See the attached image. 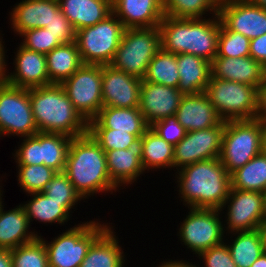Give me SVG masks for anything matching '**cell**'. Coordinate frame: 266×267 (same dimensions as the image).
<instances>
[{
    "label": "cell",
    "mask_w": 266,
    "mask_h": 267,
    "mask_svg": "<svg viewBox=\"0 0 266 267\" xmlns=\"http://www.w3.org/2000/svg\"><path fill=\"white\" fill-rule=\"evenodd\" d=\"M175 174L185 207L221 209L229 195L230 174L219 158L196 162Z\"/></svg>",
    "instance_id": "6da1fadb"
},
{
    "label": "cell",
    "mask_w": 266,
    "mask_h": 267,
    "mask_svg": "<svg viewBox=\"0 0 266 267\" xmlns=\"http://www.w3.org/2000/svg\"><path fill=\"white\" fill-rule=\"evenodd\" d=\"M64 173L85 200L120 190L110 179L105 151L89 133L71 139Z\"/></svg>",
    "instance_id": "7a4b0ae2"
},
{
    "label": "cell",
    "mask_w": 266,
    "mask_h": 267,
    "mask_svg": "<svg viewBox=\"0 0 266 267\" xmlns=\"http://www.w3.org/2000/svg\"><path fill=\"white\" fill-rule=\"evenodd\" d=\"M220 26L219 15L207 19L174 18L165 15L158 26L161 48L176 55L193 54L211 63L217 56Z\"/></svg>",
    "instance_id": "3957f363"
},
{
    "label": "cell",
    "mask_w": 266,
    "mask_h": 267,
    "mask_svg": "<svg viewBox=\"0 0 266 267\" xmlns=\"http://www.w3.org/2000/svg\"><path fill=\"white\" fill-rule=\"evenodd\" d=\"M28 92L39 132L72 138L88 133V122L74 108L61 84L29 88Z\"/></svg>",
    "instance_id": "277c9868"
},
{
    "label": "cell",
    "mask_w": 266,
    "mask_h": 267,
    "mask_svg": "<svg viewBox=\"0 0 266 267\" xmlns=\"http://www.w3.org/2000/svg\"><path fill=\"white\" fill-rule=\"evenodd\" d=\"M100 222L102 221L80 222L59 233L51 242L40 234L47 251L49 267H79L91 244L110 226V222Z\"/></svg>",
    "instance_id": "5b68a950"
},
{
    "label": "cell",
    "mask_w": 266,
    "mask_h": 267,
    "mask_svg": "<svg viewBox=\"0 0 266 267\" xmlns=\"http://www.w3.org/2000/svg\"><path fill=\"white\" fill-rule=\"evenodd\" d=\"M161 49L159 27L124 29L119 47L110 65L143 79L150 61Z\"/></svg>",
    "instance_id": "8992f818"
},
{
    "label": "cell",
    "mask_w": 266,
    "mask_h": 267,
    "mask_svg": "<svg viewBox=\"0 0 266 267\" xmlns=\"http://www.w3.org/2000/svg\"><path fill=\"white\" fill-rule=\"evenodd\" d=\"M262 131L257 119L225 121L219 159L229 174L262 152Z\"/></svg>",
    "instance_id": "52a82bcc"
},
{
    "label": "cell",
    "mask_w": 266,
    "mask_h": 267,
    "mask_svg": "<svg viewBox=\"0 0 266 267\" xmlns=\"http://www.w3.org/2000/svg\"><path fill=\"white\" fill-rule=\"evenodd\" d=\"M205 93L223 121L256 118L257 88L254 86L210 78Z\"/></svg>",
    "instance_id": "ba28073f"
},
{
    "label": "cell",
    "mask_w": 266,
    "mask_h": 267,
    "mask_svg": "<svg viewBox=\"0 0 266 267\" xmlns=\"http://www.w3.org/2000/svg\"><path fill=\"white\" fill-rule=\"evenodd\" d=\"M124 27L111 13L94 26L76 31V44L83 64H111L119 47Z\"/></svg>",
    "instance_id": "9c48e42d"
},
{
    "label": "cell",
    "mask_w": 266,
    "mask_h": 267,
    "mask_svg": "<svg viewBox=\"0 0 266 267\" xmlns=\"http://www.w3.org/2000/svg\"><path fill=\"white\" fill-rule=\"evenodd\" d=\"M190 209V210H189ZM188 214L178 228L182 245L197 256L225 241L224 223L220 209L188 207ZM221 214V215H220Z\"/></svg>",
    "instance_id": "30bf717a"
},
{
    "label": "cell",
    "mask_w": 266,
    "mask_h": 267,
    "mask_svg": "<svg viewBox=\"0 0 266 267\" xmlns=\"http://www.w3.org/2000/svg\"><path fill=\"white\" fill-rule=\"evenodd\" d=\"M37 132L28 89L0 84V138H23Z\"/></svg>",
    "instance_id": "8fae6325"
},
{
    "label": "cell",
    "mask_w": 266,
    "mask_h": 267,
    "mask_svg": "<svg viewBox=\"0 0 266 267\" xmlns=\"http://www.w3.org/2000/svg\"><path fill=\"white\" fill-rule=\"evenodd\" d=\"M61 85L74 108L87 122L103 108L102 65L83 64Z\"/></svg>",
    "instance_id": "7c38bea8"
},
{
    "label": "cell",
    "mask_w": 266,
    "mask_h": 267,
    "mask_svg": "<svg viewBox=\"0 0 266 267\" xmlns=\"http://www.w3.org/2000/svg\"><path fill=\"white\" fill-rule=\"evenodd\" d=\"M224 128L225 121L208 129L187 132L174 146L175 171L199 161L219 158Z\"/></svg>",
    "instance_id": "4fadbf2b"
},
{
    "label": "cell",
    "mask_w": 266,
    "mask_h": 267,
    "mask_svg": "<svg viewBox=\"0 0 266 267\" xmlns=\"http://www.w3.org/2000/svg\"><path fill=\"white\" fill-rule=\"evenodd\" d=\"M229 204V205H228ZM227 205V206H226ZM227 207L224 230L228 235L233 232L257 230L262 224L263 193L230 188L221 211ZM227 225V226H226Z\"/></svg>",
    "instance_id": "5bb4252c"
},
{
    "label": "cell",
    "mask_w": 266,
    "mask_h": 267,
    "mask_svg": "<svg viewBox=\"0 0 266 267\" xmlns=\"http://www.w3.org/2000/svg\"><path fill=\"white\" fill-rule=\"evenodd\" d=\"M218 15L228 30L250 40L266 33V10L250 0H222Z\"/></svg>",
    "instance_id": "9a60e30c"
},
{
    "label": "cell",
    "mask_w": 266,
    "mask_h": 267,
    "mask_svg": "<svg viewBox=\"0 0 266 267\" xmlns=\"http://www.w3.org/2000/svg\"><path fill=\"white\" fill-rule=\"evenodd\" d=\"M142 79L102 65L103 107L139 108Z\"/></svg>",
    "instance_id": "2e32d148"
},
{
    "label": "cell",
    "mask_w": 266,
    "mask_h": 267,
    "mask_svg": "<svg viewBox=\"0 0 266 267\" xmlns=\"http://www.w3.org/2000/svg\"><path fill=\"white\" fill-rule=\"evenodd\" d=\"M183 94L178 88L142 79L139 109L149 126L156 121L174 116Z\"/></svg>",
    "instance_id": "e0dca14e"
},
{
    "label": "cell",
    "mask_w": 266,
    "mask_h": 267,
    "mask_svg": "<svg viewBox=\"0 0 266 267\" xmlns=\"http://www.w3.org/2000/svg\"><path fill=\"white\" fill-rule=\"evenodd\" d=\"M13 61L14 71L8 72L7 83L20 88H36L50 85L46 55L18 45Z\"/></svg>",
    "instance_id": "ac0fdd59"
},
{
    "label": "cell",
    "mask_w": 266,
    "mask_h": 267,
    "mask_svg": "<svg viewBox=\"0 0 266 267\" xmlns=\"http://www.w3.org/2000/svg\"><path fill=\"white\" fill-rule=\"evenodd\" d=\"M112 13L125 29L158 27L165 16L163 0H112Z\"/></svg>",
    "instance_id": "d6986e66"
},
{
    "label": "cell",
    "mask_w": 266,
    "mask_h": 267,
    "mask_svg": "<svg viewBox=\"0 0 266 267\" xmlns=\"http://www.w3.org/2000/svg\"><path fill=\"white\" fill-rule=\"evenodd\" d=\"M244 83L258 88L266 79L265 67L251 56L215 57L211 62V77Z\"/></svg>",
    "instance_id": "ffe728a7"
},
{
    "label": "cell",
    "mask_w": 266,
    "mask_h": 267,
    "mask_svg": "<svg viewBox=\"0 0 266 267\" xmlns=\"http://www.w3.org/2000/svg\"><path fill=\"white\" fill-rule=\"evenodd\" d=\"M175 116L187 132L208 129L223 122L205 92L183 95Z\"/></svg>",
    "instance_id": "44dd1931"
},
{
    "label": "cell",
    "mask_w": 266,
    "mask_h": 267,
    "mask_svg": "<svg viewBox=\"0 0 266 267\" xmlns=\"http://www.w3.org/2000/svg\"><path fill=\"white\" fill-rule=\"evenodd\" d=\"M15 5L9 19L11 29L18 36L26 30L45 28L60 8L58 0H22Z\"/></svg>",
    "instance_id": "7402d4cb"
},
{
    "label": "cell",
    "mask_w": 266,
    "mask_h": 267,
    "mask_svg": "<svg viewBox=\"0 0 266 267\" xmlns=\"http://www.w3.org/2000/svg\"><path fill=\"white\" fill-rule=\"evenodd\" d=\"M150 126L139 108L103 107L98 115L88 122V128H110L136 135L139 139Z\"/></svg>",
    "instance_id": "603a6c76"
},
{
    "label": "cell",
    "mask_w": 266,
    "mask_h": 267,
    "mask_svg": "<svg viewBox=\"0 0 266 267\" xmlns=\"http://www.w3.org/2000/svg\"><path fill=\"white\" fill-rule=\"evenodd\" d=\"M105 156L110 179L118 189L122 185L129 187L146 172L141 162L139 144L128 149L107 151Z\"/></svg>",
    "instance_id": "cb8c5ba5"
},
{
    "label": "cell",
    "mask_w": 266,
    "mask_h": 267,
    "mask_svg": "<svg viewBox=\"0 0 266 267\" xmlns=\"http://www.w3.org/2000/svg\"><path fill=\"white\" fill-rule=\"evenodd\" d=\"M3 204V205H2ZM3 201L0 202V249H15L33 241L39 235L29 231L31 226L23 205L20 203L14 209L3 211Z\"/></svg>",
    "instance_id": "d4e9b609"
},
{
    "label": "cell",
    "mask_w": 266,
    "mask_h": 267,
    "mask_svg": "<svg viewBox=\"0 0 266 267\" xmlns=\"http://www.w3.org/2000/svg\"><path fill=\"white\" fill-rule=\"evenodd\" d=\"M61 12L74 29L94 26L112 13V0H58Z\"/></svg>",
    "instance_id": "484cf974"
},
{
    "label": "cell",
    "mask_w": 266,
    "mask_h": 267,
    "mask_svg": "<svg viewBox=\"0 0 266 267\" xmlns=\"http://www.w3.org/2000/svg\"><path fill=\"white\" fill-rule=\"evenodd\" d=\"M180 81L178 90L183 95L205 92L211 77V63L189 53L177 54Z\"/></svg>",
    "instance_id": "4316f807"
},
{
    "label": "cell",
    "mask_w": 266,
    "mask_h": 267,
    "mask_svg": "<svg viewBox=\"0 0 266 267\" xmlns=\"http://www.w3.org/2000/svg\"><path fill=\"white\" fill-rule=\"evenodd\" d=\"M109 226L89 247L87 255L79 267H124L126 258L115 235ZM124 253V254H123Z\"/></svg>",
    "instance_id": "83f0119b"
},
{
    "label": "cell",
    "mask_w": 266,
    "mask_h": 267,
    "mask_svg": "<svg viewBox=\"0 0 266 267\" xmlns=\"http://www.w3.org/2000/svg\"><path fill=\"white\" fill-rule=\"evenodd\" d=\"M46 60L50 84H62L83 65L75 41L57 46L46 54Z\"/></svg>",
    "instance_id": "f1b7e54d"
},
{
    "label": "cell",
    "mask_w": 266,
    "mask_h": 267,
    "mask_svg": "<svg viewBox=\"0 0 266 267\" xmlns=\"http://www.w3.org/2000/svg\"><path fill=\"white\" fill-rule=\"evenodd\" d=\"M144 170L173 168L174 146L166 142L151 127L139 139Z\"/></svg>",
    "instance_id": "f546056e"
},
{
    "label": "cell",
    "mask_w": 266,
    "mask_h": 267,
    "mask_svg": "<svg viewBox=\"0 0 266 267\" xmlns=\"http://www.w3.org/2000/svg\"><path fill=\"white\" fill-rule=\"evenodd\" d=\"M30 200L24 202L23 207L26 211L29 223L33 220H38L44 224L57 223L65 225L64 223L72 217L71 212L63 206V202H57L49 198L43 192L29 194ZM70 214V215H69Z\"/></svg>",
    "instance_id": "4dcf8cb0"
},
{
    "label": "cell",
    "mask_w": 266,
    "mask_h": 267,
    "mask_svg": "<svg viewBox=\"0 0 266 267\" xmlns=\"http://www.w3.org/2000/svg\"><path fill=\"white\" fill-rule=\"evenodd\" d=\"M231 187L237 190L266 192V154L261 152L230 174Z\"/></svg>",
    "instance_id": "1f68e13d"
},
{
    "label": "cell",
    "mask_w": 266,
    "mask_h": 267,
    "mask_svg": "<svg viewBox=\"0 0 266 267\" xmlns=\"http://www.w3.org/2000/svg\"><path fill=\"white\" fill-rule=\"evenodd\" d=\"M72 137L40 132V161L57 172H64Z\"/></svg>",
    "instance_id": "d6a6232c"
},
{
    "label": "cell",
    "mask_w": 266,
    "mask_h": 267,
    "mask_svg": "<svg viewBox=\"0 0 266 267\" xmlns=\"http://www.w3.org/2000/svg\"><path fill=\"white\" fill-rule=\"evenodd\" d=\"M228 248L237 267H250L262 254L263 249L258 230L233 232Z\"/></svg>",
    "instance_id": "836d02e7"
},
{
    "label": "cell",
    "mask_w": 266,
    "mask_h": 267,
    "mask_svg": "<svg viewBox=\"0 0 266 267\" xmlns=\"http://www.w3.org/2000/svg\"><path fill=\"white\" fill-rule=\"evenodd\" d=\"M143 79L146 82L177 88L180 81L177 55L161 48L150 61Z\"/></svg>",
    "instance_id": "e575fe53"
},
{
    "label": "cell",
    "mask_w": 266,
    "mask_h": 267,
    "mask_svg": "<svg viewBox=\"0 0 266 267\" xmlns=\"http://www.w3.org/2000/svg\"><path fill=\"white\" fill-rule=\"evenodd\" d=\"M222 0H163L166 16L174 18H203L207 12L218 15Z\"/></svg>",
    "instance_id": "d590c367"
},
{
    "label": "cell",
    "mask_w": 266,
    "mask_h": 267,
    "mask_svg": "<svg viewBox=\"0 0 266 267\" xmlns=\"http://www.w3.org/2000/svg\"><path fill=\"white\" fill-rule=\"evenodd\" d=\"M16 167H18V185L26 194L43 192L48 182L57 173V171L44 164L17 165Z\"/></svg>",
    "instance_id": "8d00e7d4"
},
{
    "label": "cell",
    "mask_w": 266,
    "mask_h": 267,
    "mask_svg": "<svg viewBox=\"0 0 266 267\" xmlns=\"http://www.w3.org/2000/svg\"><path fill=\"white\" fill-rule=\"evenodd\" d=\"M11 256L13 267H49L45 244L39 236L12 249Z\"/></svg>",
    "instance_id": "74e56055"
},
{
    "label": "cell",
    "mask_w": 266,
    "mask_h": 267,
    "mask_svg": "<svg viewBox=\"0 0 266 267\" xmlns=\"http://www.w3.org/2000/svg\"><path fill=\"white\" fill-rule=\"evenodd\" d=\"M43 193L52 200L63 202V206L71 213L78 201L80 203L81 200H84L64 172H57L48 182Z\"/></svg>",
    "instance_id": "f35d334b"
},
{
    "label": "cell",
    "mask_w": 266,
    "mask_h": 267,
    "mask_svg": "<svg viewBox=\"0 0 266 267\" xmlns=\"http://www.w3.org/2000/svg\"><path fill=\"white\" fill-rule=\"evenodd\" d=\"M250 56V39L241 33L228 30L222 23L218 35L216 57Z\"/></svg>",
    "instance_id": "ab89813d"
},
{
    "label": "cell",
    "mask_w": 266,
    "mask_h": 267,
    "mask_svg": "<svg viewBox=\"0 0 266 267\" xmlns=\"http://www.w3.org/2000/svg\"><path fill=\"white\" fill-rule=\"evenodd\" d=\"M88 133L105 151L128 149L139 144V138L128 132L110 128H88Z\"/></svg>",
    "instance_id": "60d3db41"
},
{
    "label": "cell",
    "mask_w": 266,
    "mask_h": 267,
    "mask_svg": "<svg viewBox=\"0 0 266 267\" xmlns=\"http://www.w3.org/2000/svg\"><path fill=\"white\" fill-rule=\"evenodd\" d=\"M19 37H22L23 42L20 44L23 47L44 55L61 45L57 36H54L51 32H49L47 28H34L26 30Z\"/></svg>",
    "instance_id": "b9f144b4"
},
{
    "label": "cell",
    "mask_w": 266,
    "mask_h": 267,
    "mask_svg": "<svg viewBox=\"0 0 266 267\" xmlns=\"http://www.w3.org/2000/svg\"><path fill=\"white\" fill-rule=\"evenodd\" d=\"M18 149L13 154L17 165H42L40 161V132L33 136L23 137Z\"/></svg>",
    "instance_id": "7bdbcfd3"
},
{
    "label": "cell",
    "mask_w": 266,
    "mask_h": 267,
    "mask_svg": "<svg viewBox=\"0 0 266 267\" xmlns=\"http://www.w3.org/2000/svg\"><path fill=\"white\" fill-rule=\"evenodd\" d=\"M166 142L175 146L186 136V129L178 122L177 117L170 116L156 121L150 126Z\"/></svg>",
    "instance_id": "ee69618b"
},
{
    "label": "cell",
    "mask_w": 266,
    "mask_h": 267,
    "mask_svg": "<svg viewBox=\"0 0 266 267\" xmlns=\"http://www.w3.org/2000/svg\"><path fill=\"white\" fill-rule=\"evenodd\" d=\"M227 244L223 242L197 255L200 260L203 259L204 266L202 267H237Z\"/></svg>",
    "instance_id": "f6af8a7d"
},
{
    "label": "cell",
    "mask_w": 266,
    "mask_h": 267,
    "mask_svg": "<svg viewBox=\"0 0 266 267\" xmlns=\"http://www.w3.org/2000/svg\"><path fill=\"white\" fill-rule=\"evenodd\" d=\"M45 28L54 36H57L61 44H68L76 40V30L60 8L54 13L53 20Z\"/></svg>",
    "instance_id": "bcb514c9"
},
{
    "label": "cell",
    "mask_w": 266,
    "mask_h": 267,
    "mask_svg": "<svg viewBox=\"0 0 266 267\" xmlns=\"http://www.w3.org/2000/svg\"><path fill=\"white\" fill-rule=\"evenodd\" d=\"M250 56L256 61L266 64V33L250 40Z\"/></svg>",
    "instance_id": "7dc6e473"
},
{
    "label": "cell",
    "mask_w": 266,
    "mask_h": 267,
    "mask_svg": "<svg viewBox=\"0 0 266 267\" xmlns=\"http://www.w3.org/2000/svg\"><path fill=\"white\" fill-rule=\"evenodd\" d=\"M255 119L261 122H266V79L257 88V109Z\"/></svg>",
    "instance_id": "c3c4849f"
},
{
    "label": "cell",
    "mask_w": 266,
    "mask_h": 267,
    "mask_svg": "<svg viewBox=\"0 0 266 267\" xmlns=\"http://www.w3.org/2000/svg\"><path fill=\"white\" fill-rule=\"evenodd\" d=\"M3 37H1V34H0V84H4V83H7V78H8V72L6 71L8 68H7V60L5 59L6 58V52H5V49H4V45H3Z\"/></svg>",
    "instance_id": "681fc988"
},
{
    "label": "cell",
    "mask_w": 266,
    "mask_h": 267,
    "mask_svg": "<svg viewBox=\"0 0 266 267\" xmlns=\"http://www.w3.org/2000/svg\"><path fill=\"white\" fill-rule=\"evenodd\" d=\"M200 265L196 266V264L193 265V263L186 261V260H166L161 263L158 267H199Z\"/></svg>",
    "instance_id": "f907efd6"
},
{
    "label": "cell",
    "mask_w": 266,
    "mask_h": 267,
    "mask_svg": "<svg viewBox=\"0 0 266 267\" xmlns=\"http://www.w3.org/2000/svg\"><path fill=\"white\" fill-rule=\"evenodd\" d=\"M0 267H13L11 250L0 249Z\"/></svg>",
    "instance_id": "816d5d0a"
},
{
    "label": "cell",
    "mask_w": 266,
    "mask_h": 267,
    "mask_svg": "<svg viewBox=\"0 0 266 267\" xmlns=\"http://www.w3.org/2000/svg\"><path fill=\"white\" fill-rule=\"evenodd\" d=\"M260 239H261V245L263 249V253L266 254V223H262L258 228H257Z\"/></svg>",
    "instance_id": "f5cc1de1"
},
{
    "label": "cell",
    "mask_w": 266,
    "mask_h": 267,
    "mask_svg": "<svg viewBox=\"0 0 266 267\" xmlns=\"http://www.w3.org/2000/svg\"><path fill=\"white\" fill-rule=\"evenodd\" d=\"M250 267H266V254H262Z\"/></svg>",
    "instance_id": "db71d44e"
},
{
    "label": "cell",
    "mask_w": 266,
    "mask_h": 267,
    "mask_svg": "<svg viewBox=\"0 0 266 267\" xmlns=\"http://www.w3.org/2000/svg\"><path fill=\"white\" fill-rule=\"evenodd\" d=\"M262 152L266 154V122H263L262 131Z\"/></svg>",
    "instance_id": "11a10c76"
},
{
    "label": "cell",
    "mask_w": 266,
    "mask_h": 267,
    "mask_svg": "<svg viewBox=\"0 0 266 267\" xmlns=\"http://www.w3.org/2000/svg\"><path fill=\"white\" fill-rule=\"evenodd\" d=\"M262 223H266V192L263 193V214Z\"/></svg>",
    "instance_id": "9f6ffc18"
},
{
    "label": "cell",
    "mask_w": 266,
    "mask_h": 267,
    "mask_svg": "<svg viewBox=\"0 0 266 267\" xmlns=\"http://www.w3.org/2000/svg\"><path fill=\"white\" fill-rule=\"evenodd\" d=\"M250 1L266 10V0H250Z\"/></svg>",
    "instance_id": "6f0895ef"
},
{
    "label": "cell",
    "mask_w": 266,
    "mask_h": 267,
    "mask_svg": "<svg viewBox=\"0 0 266 267\" xmlns=\"http://www.w3.org/2000/svg\"><path fill=\"white\" fill-rule=\"evenodd\" d=\"M2 193H3V191H2V190H0V202H1V201H2V199H3V196H2L3 194H2Z\"/></svg>",
    "instance_id": "680465c9"
}]
</instances>
